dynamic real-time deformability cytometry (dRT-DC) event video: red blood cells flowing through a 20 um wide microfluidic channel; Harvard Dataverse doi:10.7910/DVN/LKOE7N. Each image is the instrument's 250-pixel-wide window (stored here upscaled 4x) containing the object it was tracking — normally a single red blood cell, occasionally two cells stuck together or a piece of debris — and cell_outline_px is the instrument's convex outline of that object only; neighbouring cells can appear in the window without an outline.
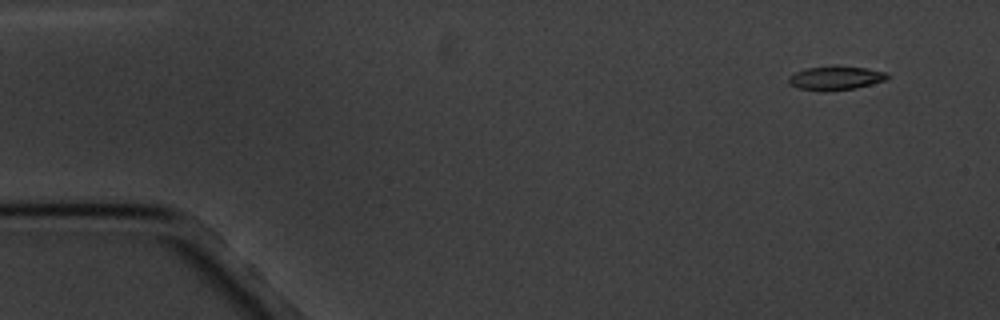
{"species": "common noctule bat (a hibernating species)", "species_latin": "Nyctalus noctula", "temperature_condition": "cold", "stored_images_in_passage": 7, "camera_frame_rate_fps": 3000, "um_per_image_px": 0.085, "animal": {"sex": "male", "body_mass_g": 20.1, "forearm_length_mm": 53.5}, "frame": {"image": 1, "passage_image": 2, "time_ms": 1.0, "image_size_px": [1000, 320], "cell_outline_px": [[892, 76], [888, 80], [856, 88], [824, 92], [820, 92], [800, 88], [788, 84], [788, 76], [796, 72], [808, 68], [868, 68], [888, 72]], "centroid_in_image_um": [71.09, 6.68], "position_along_channel_um": 13.9, "area_um2": 13.53}}
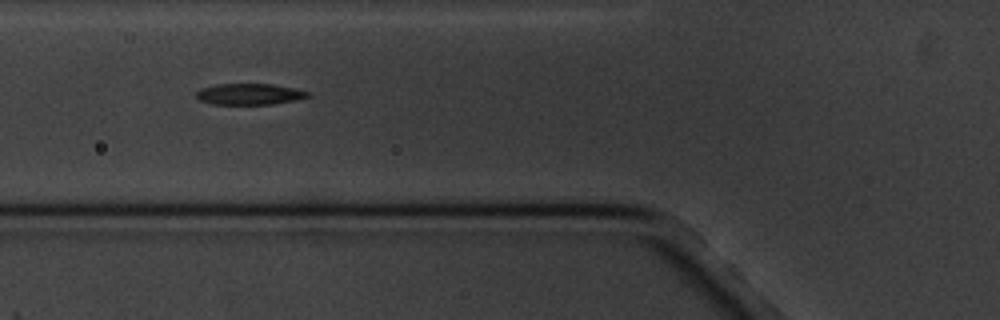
{"frame": {"image": 2, "passage_image": 6, "time_ms": 6.667, "image_size_px": [1000, 320], "cell_outline_px": [[312, 96], [300, 100], [272, 104], [212, 104], [200, 100], [196, 96], [196, 92], [200, 88], [216, 84], [272, 84], [296, 88], [308, 92]], "centroid_in_image_um": [21.25, 8.0], "position_along_channel_um": 104.6, "area_um2": 13.93}}
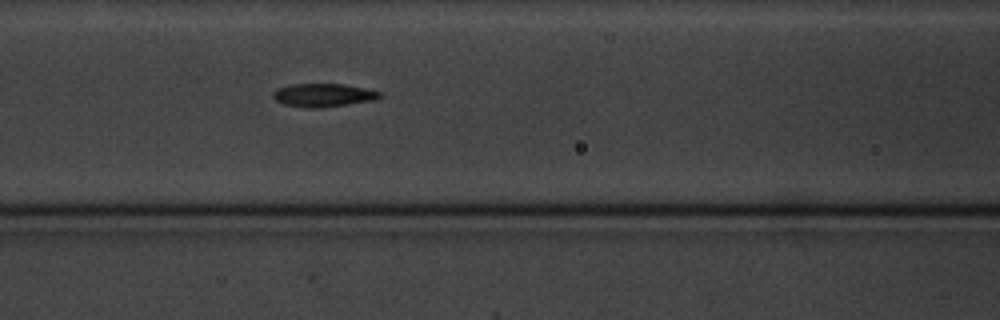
{"frame": {"image": 3, "passage_image": 7, "time_ms": 7.667, "image_size_px": [1000, 320], "cell_outline_px": [[380, 96], [376, 100], [320, 108], [308, 108], [284, 104], [276, 100], [272, 96], [272, 92], [276, 88], [288, 84], [344, 84], [364, 88], [380, 92]], "centroid_in_image_um": [27.43, 8.08], "position_along_channel_um": 139.2, "area_um2": 14.51}}